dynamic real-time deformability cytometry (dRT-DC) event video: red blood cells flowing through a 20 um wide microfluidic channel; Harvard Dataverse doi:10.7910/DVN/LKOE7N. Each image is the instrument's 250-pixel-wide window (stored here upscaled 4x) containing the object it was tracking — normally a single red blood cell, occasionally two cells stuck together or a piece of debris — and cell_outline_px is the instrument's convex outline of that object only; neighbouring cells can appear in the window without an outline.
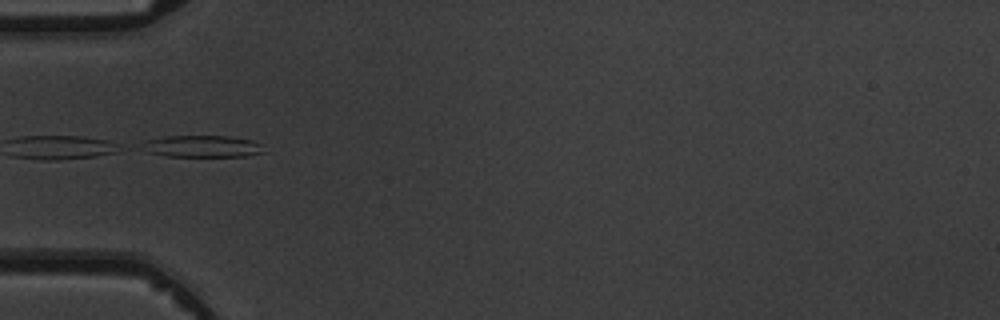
{"species": "common noctule bat (a hibernating species)", "species_latin": "Nyctalus noctula", "temperature_condition": "warm", "stored_images_in_passage": 8, "camera_frame_rate_fps": 3000, "um_per_image_px": 0.085, "animal": {"sex": "male", "body_mass_g": 19.5, "forearm_length_mm": 54.6}, "frame": {"image": 1, "passage_image": 4, "time_ms": 4.667, "image_size_px": [1000, 320], "cell_outline_px": [[264, 152], [244, 156], [164, 156], [148, 152], [144, 140], [164, 136], [228, 136], [252, 140], [260, 144]], "centroid_in_image_um": [17.21, 12.43], "position_along_channel_um": 67.8, "area_um2": 15.2}}
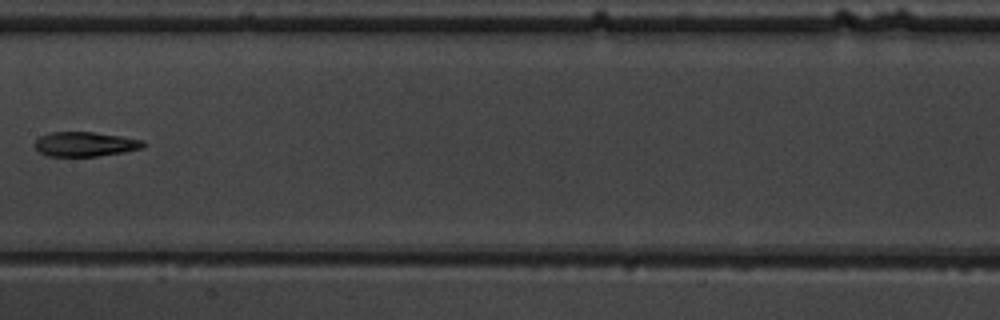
{"frame": {"image": 2, "passage_image": 7, "time_ms": 8.0, "image_size_px": [1000, 320], "cell_outline_px": [[148, 144], [144, 148], [124, 152], [96, 156], [48, 156], [40, 152], [32, 144], [40, 136], [52, 132], [92, 132], [120, 136], [144, 140]], "centroid_in_image_um": [7.26, 12.25], "position_along_channel_um": 200.1, "area_um2": 15.61}}
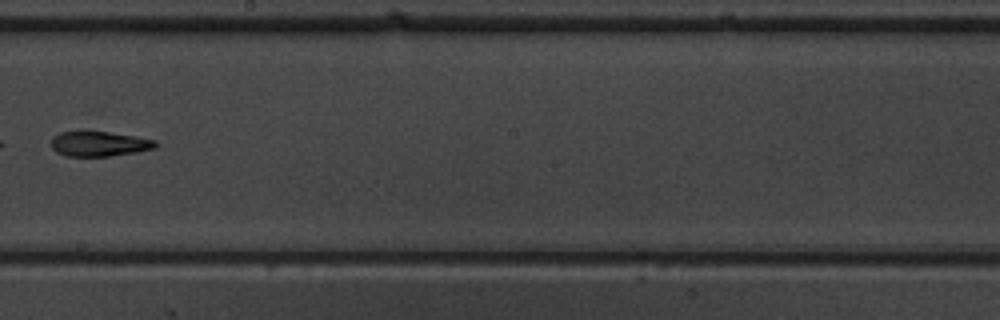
{"frame": {"image": 3, "passage_image": 8, "time_ms": 9.0, "image_size_px": [1000, 320], "cell_outline_px": [[160, 144], [156, 148], [136, 152], [112, 156], [64, 156], [56, 152], [52, 148], [52, 136], [60, 132], [108, 132], [136, 136], [156, 140]], "centroid_in_image_um": [8.47, 12.23], "position_along_channel_um": 239.7, "area_um2": 15.26}}